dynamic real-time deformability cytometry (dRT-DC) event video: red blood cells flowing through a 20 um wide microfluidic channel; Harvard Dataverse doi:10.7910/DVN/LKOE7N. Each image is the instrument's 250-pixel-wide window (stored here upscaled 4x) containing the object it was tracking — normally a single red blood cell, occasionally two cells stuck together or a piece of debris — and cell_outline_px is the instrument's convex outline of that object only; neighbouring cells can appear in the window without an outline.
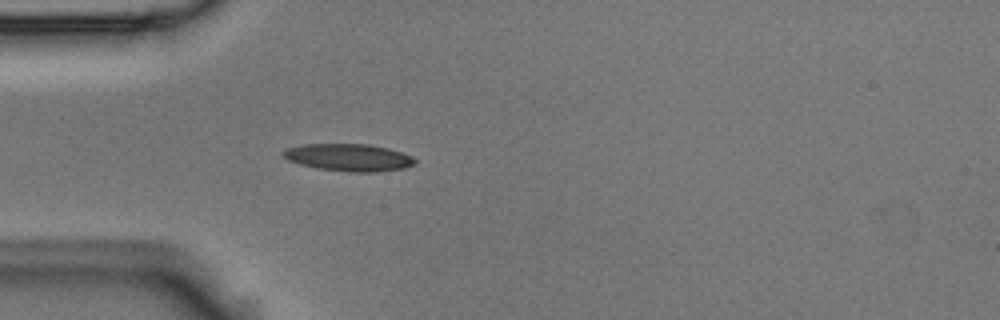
{"species": "Egyptian fruit bat (a non-hibernating species)", "species_latin": "Rousettus aegyptiacus", "temperature_condition": "room temperature", "stored_images_in_passage": 3, "camera_frame_rate_fps": 3000, "um_per_image_px": 0.085, "animal": {"sex": "male"}, "frame": {"image": 1, "passage_image": 3, "time_ms": 0.667, "image_size_px": [1000, 320], "cell_outline_px": [[416, 164], [404, 168], [376, 172], [348, 172], [320, 168], [300, 164], [288, 160], [280, 152], [284, 148], [300, 144], [368, 144], [388, 148], [412, 156], [416, 160]], "centroid_in_image_um": [29.62, 13.37], "position_along_channel_um": 55.4, "area_um2": 21.04}}